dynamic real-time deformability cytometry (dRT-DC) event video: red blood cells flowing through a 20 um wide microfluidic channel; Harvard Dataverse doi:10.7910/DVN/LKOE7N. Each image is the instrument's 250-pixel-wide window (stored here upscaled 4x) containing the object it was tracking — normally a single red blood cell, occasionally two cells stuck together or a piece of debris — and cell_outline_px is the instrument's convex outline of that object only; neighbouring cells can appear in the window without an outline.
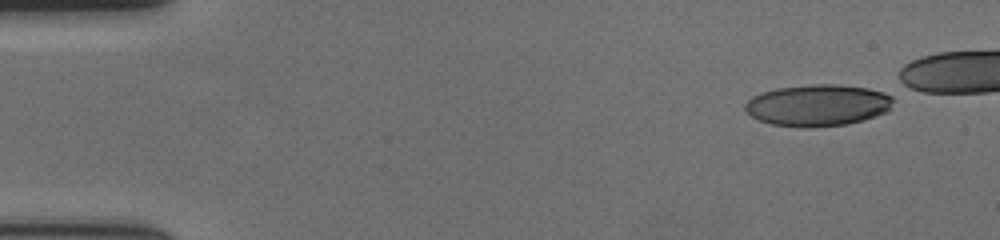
{"species": "human", "species_latin": "Homo sapiens", "temperature_condition": "cold", "stored_images_in_passage": 49, "camera_frame_rate_fps": 3000, "um_per_image_px": 0.085, "donor": {"sex": "female"}, "frame": {"image": 1, "passage_image": 1, "time_ms": 0.0, "image_size_px": [1000, 240], "cell_outline_px": [[892, 100], [888, 112], [864, 120], [848, 124], [812, 128], [800, 128], [772, 124], [760, 120], [752, 116], [744, 108], [744, 104], [752, 96], [776, 88], [816, 84], [840, 84], [868, 88], [892, 92]], "centroid_in_image_um": [69.56, 8.95], "position_along_channel_um": 15.4, "area_um2": 36.36}}
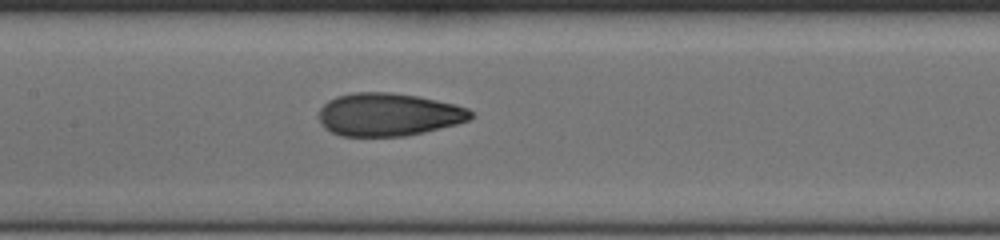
{"frame": {"image": 2, "passage_image": 25, "time_ms": 8.0, "image_size_px": [1000, 240], "cell_outline_px": [[476, 116], [468, 120], [456, 124], [424, 132], [404, 136], [340, 136], [324, 128], [320, 120], [320, 108], [328, 100], [336, 96], [352, 92], [392, 92], [416, 96], [456, 104], [468, 108], [476, 112]], "centroid_in_image_um": [33.05, 9.73], "position_along_channel_um": 174.4, "area_um2": 38.21}}
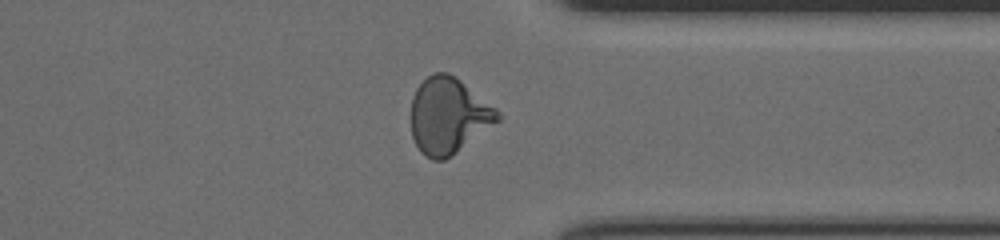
{"frame": {"image": 3, "passage_image": 42, "time_ms": 13.667, "image_size_px": [1000, 240], "cell_outline_px": [[500, 120], [452, 156], [444, 160], [432, 160], [424, 156], [420, 152], [412, 136], [412, 96], [416, 88], [428, 76], [436, 72], [448, 72], [456, 76], [496, 108], [500, 112]], "centroid_in_image_um": [38.12, 9.84], "position_along_channel_um": 373.3, "area_um2": 38.44}}